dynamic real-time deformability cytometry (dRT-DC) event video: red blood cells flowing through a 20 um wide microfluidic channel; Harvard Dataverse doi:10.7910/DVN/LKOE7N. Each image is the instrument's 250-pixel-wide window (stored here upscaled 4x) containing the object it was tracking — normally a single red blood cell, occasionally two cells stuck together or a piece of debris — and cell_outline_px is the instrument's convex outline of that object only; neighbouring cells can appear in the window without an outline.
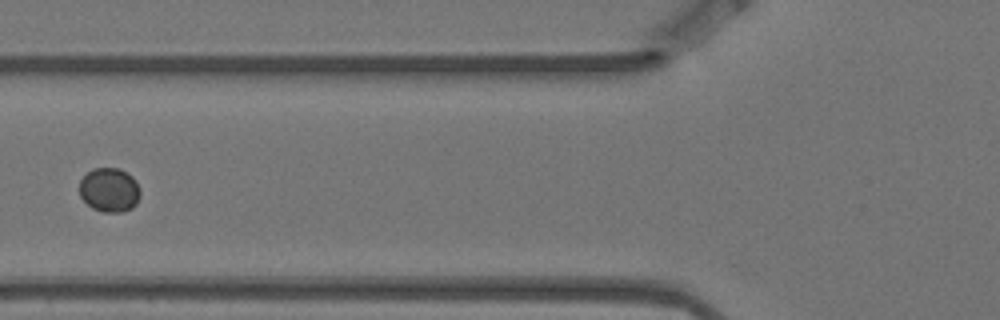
{"species": "Egyptian fruit bat (a non-hibernating species)", "species_latin": "Rousettus aegyptiacus", "temperature_condition": "warm", "stored_images_in_passage": 15, "camera_frame_rate_fps": 3000, "um_per_image_px": 0.085, "animal": {"sex": "female"}, "frame": {"image": 1, "passage_image": 6, "time_ms": 1.667, "image_size_px": [1000, 320], "cell_outline_px": [[140, 196], [136, 204], [132, 208], [120, 212], [100, 212], [92, 208], [80, 196], [80, 180], [92, 168], [120, 168], [132, 176], [140, 188]], "centroid_in_image_um": [9.31, 16.14], "position_along_channel_um": 116.5, "area_um2": 15.72}}
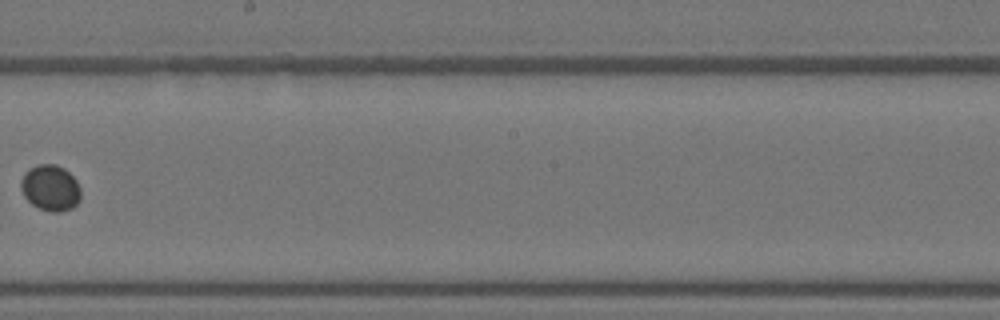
{"frame": {"image": 2, "passage_image": 9, "time_ms": 2.667, "image_size_px": [1000, 320], "cell_outline_px": [[80, 200], [72, 208], [60, 212], [52, 212], [40, 208], [32, 204], [24, 196], [20, 188], [20, 180], [24, 172], [28, 168], [36, 164], [56, 164], [64, 168], [76, 180], [80, 188]], "centroid_in_image_um": [4.26, 15.95], "position_along_channel_um": 243.9, "area_um2": 16.18}}
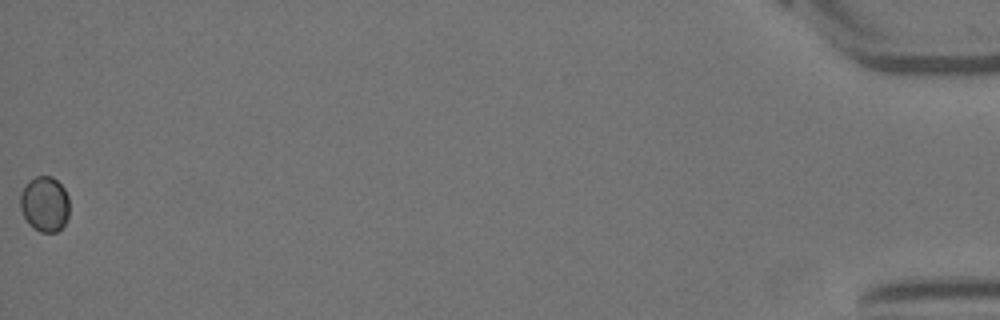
{"frame": {"image": 3, "passage_image": 15, "time_ms": 4.667, "image_size_px": [1000, 320], "cell_outline_px": [[68, 216], [64, 224], [56, 232], [40, 232], [32, 228], [28, 224], [20, 208], [20, 192], [28, 180], [36, 176], [52, 176], [64, 188], [68, 196]], "centroid_in_image_um": [3.77, 17.33], "position_along_channel_um": 431.4, "area_um2": 15.95}}